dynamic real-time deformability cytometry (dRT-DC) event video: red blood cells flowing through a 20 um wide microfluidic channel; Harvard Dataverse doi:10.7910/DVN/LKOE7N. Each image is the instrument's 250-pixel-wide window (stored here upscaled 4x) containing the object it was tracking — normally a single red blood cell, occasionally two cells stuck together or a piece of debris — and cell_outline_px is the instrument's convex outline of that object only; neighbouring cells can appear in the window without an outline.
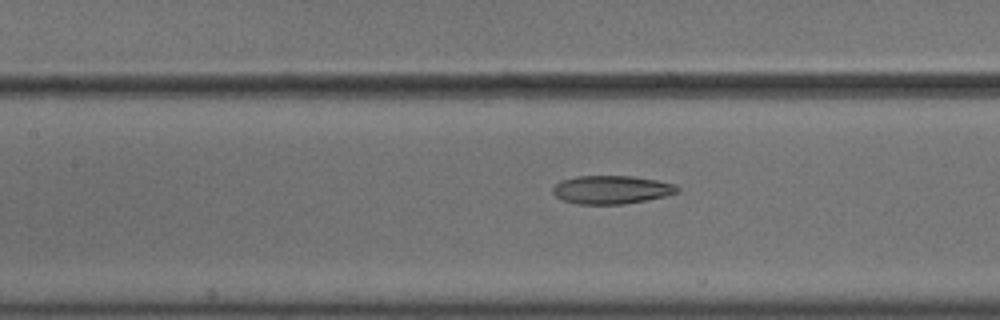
{"species": "common noctule bat (a hibernating species)", "species_latin": "Nyctalus noctula", "temperature_condition": "cold", "stored_images_in_passage": 19, "camera_frame_rate_fps": 3000, "um_per_image_px": 0.085, "animal": {"sex": "male", "body_mass_g": 18.8}, "frame": {"image": 1, "passage_image": 16, "time_ms": 5.0, "image_size_px": [1000, 320], "cell_outline_px": [[680, 192], [664, 196], [624, 204], [576, 204], [564, 200], [556, 196], [552, 192], [552, 188], [556, 184], [564, 180], [576, 176], [632, 176], [656, 180], [676, 184], [680, 188]], "centroid_in_image_um": [52.0, 16.12], "position_along_channel_um": 155.4, "area_um2": 20.46}}